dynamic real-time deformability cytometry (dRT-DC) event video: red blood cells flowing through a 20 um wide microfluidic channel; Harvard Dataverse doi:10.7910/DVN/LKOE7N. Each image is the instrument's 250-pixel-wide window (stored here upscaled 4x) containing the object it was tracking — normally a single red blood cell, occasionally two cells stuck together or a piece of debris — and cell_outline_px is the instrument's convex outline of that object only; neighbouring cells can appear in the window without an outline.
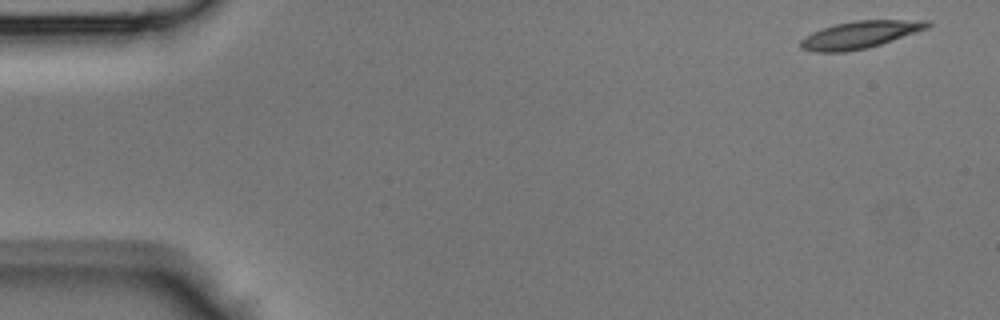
{"species": "Egyptian fruit bat (a non-hibernating species)", "species_latin": "Rousettus aegyptiacus", "temperature_condition": "room temperature", "stored_images_in_passage": 42, "camera_frame_rate_fps": 3000, "um_per_image_px": 0.085, "animal": {"sex": "male"}, "frame": {"image": 1, "passage_image": 1, "time_ms": 0.0, "image_size_px": [1000, 320], "cell_outline_px": [[932, 24], [928, 28], [868, 48], [844, 52], [816, 52], [800, 48], [800, 40], [804, 36], [812, 32], [836, 24], [856, 20], [928, 20]], "centroid_in_image_um": [73.08, 2.95], "position_along_channel_um": 11.9, "area_um2": 20.06}}
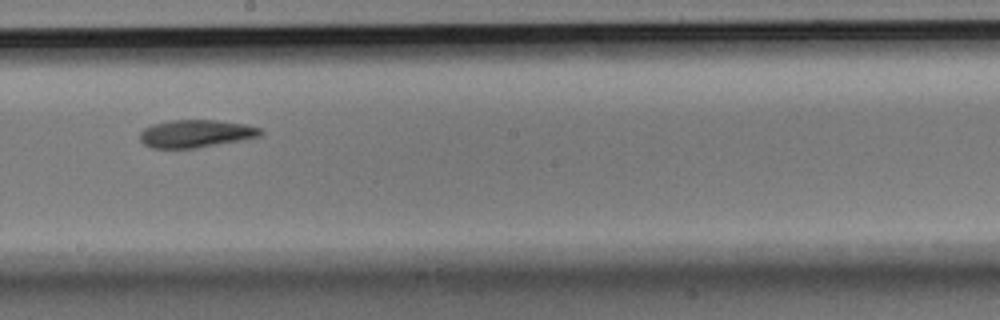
{"frame": {"image": 2, "passage_image": 23, "time_ms": 7.333, "image_size_px": [1000, 320], "cell_outline_px": [[264, 132], [260, 136], [240, 140], [196, 148], [152, 148], [144, 144], [140, 140], [140, 132], [144, 128], [152, 124], [172, 120], [216, 120], [244, 124], [260, 128]], "centroid_in_image_um": [16.62, 11.35], "position_along_channel_um": 231.6, "area_um2": 19.36}}
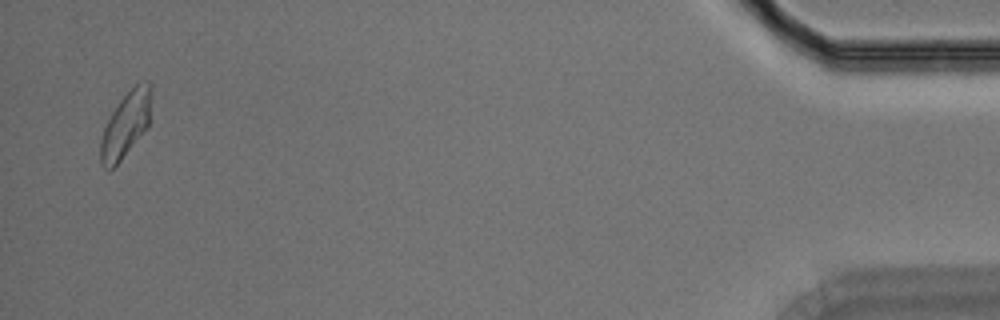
{"frame": {"image": 3, "passage_image": 41, "time_ms": 13.333, "image_size_px": [1000, 320], "cell_outline_px": [[152, 96], [148, 128], [120, 160], [108, 172], [100, 164], [100, 140], [104, 128], [112, 112], [120, 100], [136, 84], [148, 80], [152, 84]], "centroid_in_image_um": [10.71, 10.59], "position_along_channel_um": 424.5, "area_um2": 19.42}}